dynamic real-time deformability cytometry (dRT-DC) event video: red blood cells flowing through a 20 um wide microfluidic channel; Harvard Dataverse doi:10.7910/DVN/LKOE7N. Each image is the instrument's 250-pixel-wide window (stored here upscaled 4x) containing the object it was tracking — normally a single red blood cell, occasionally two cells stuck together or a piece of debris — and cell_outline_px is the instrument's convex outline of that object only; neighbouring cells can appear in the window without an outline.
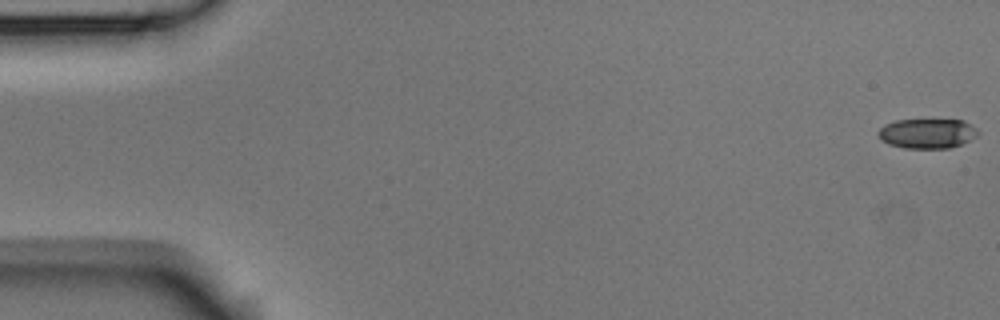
{"species": "Egyptian fruit bat (a non-hibernating species)", "species_latin": "Rousettus aegyptiacus", "temperature_condition": "room temperature", "stored_images_in_passage": 5, "camera_frame_rate_fps": 3000, "um_per_image_px": 0.085, "animal": {"sex": "male"}, "frame": {"image": 1, "passage_image": 1, "time_ms": 0.0, "image_size_px": [1000, 320], "cell_outline_px": [[980, 132], [976, 136], [960, 144], [948, 148], [904, 148], [888, 144], [880, 140], [876, 132], [884, 124], [896, 120], [964, 120], [976, 128]], "centroid_in_image_um": [78.77, 11.34], "position_along_channel_um": 6.2, "area_um2": 17.34}}
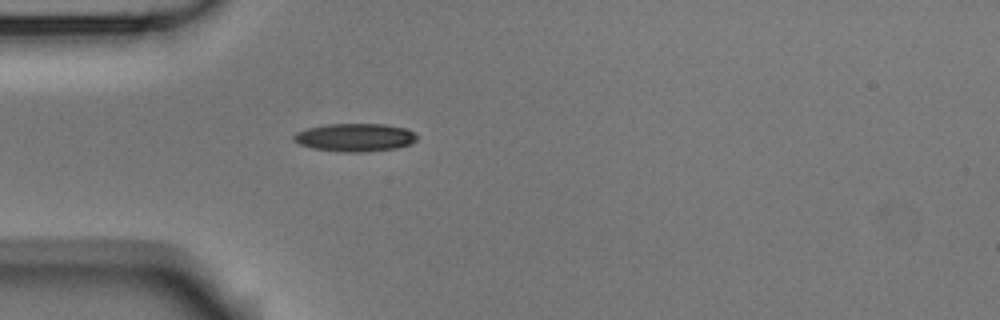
{"frame": {"image": 2, "passage_image": 5, "time_ms": 1.333, "image_size_px": [1000, 320], "cell_outline_px": [[416, 140], [412, 144], [396, 148], [360, 152], [344, 152], [312, 148], [300, 144], [292, 140], [292, 136], [296, 132], [308, 128], [328, 124], [384, 124], [408, 128], [416, 136]], "centroid_in_image_um": [30.17, 11.68], "position_along_channel_um": 54.8, "area_um2": 20.11}}